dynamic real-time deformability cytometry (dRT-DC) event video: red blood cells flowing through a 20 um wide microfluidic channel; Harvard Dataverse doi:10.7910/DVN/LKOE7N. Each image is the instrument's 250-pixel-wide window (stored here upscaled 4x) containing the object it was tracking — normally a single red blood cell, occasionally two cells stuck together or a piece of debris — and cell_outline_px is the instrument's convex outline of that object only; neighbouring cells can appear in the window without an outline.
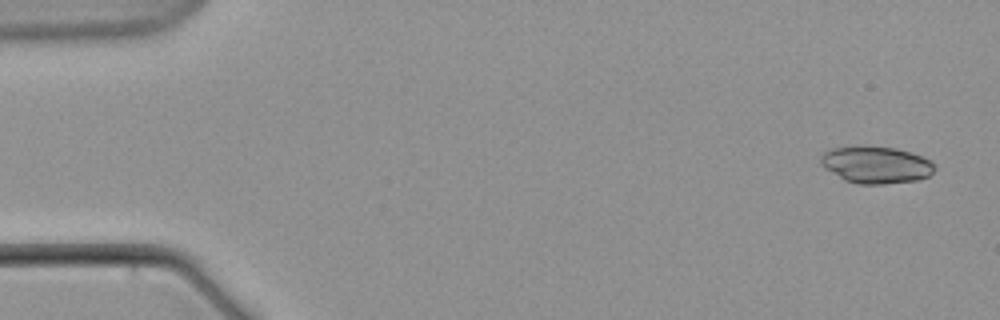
{"species": "common noctule bat (a hibernating species)", "species_latin": "Nyctalus noctula", "temperature_condition": "warm", "stored_images_in_passage": 6, "camera_frame_rate_fps": 3000, "um_per_image_px": 0.085, "animal": {"sex": "male", "body_mass_g": 21.5, "forearm_length_mm": 52.0}, "frame": {"image": 1, "passage_image": 1, "time_ms": 0.0, "image_size_px": [1000, 320], "cell_outline_px": [[936, 168], [928, 176], [916, 180], [884, 184], [860, 184], [844, 180], [824, 168], [820, 164], [820, 156], [824, 152], [832, 148], [896, 148], [920, 156], [928, 160]], "centroid_in_image_um": [74.43, 14.04], "position_along_channel_um": 10.6, "area_um2": 23.81}}